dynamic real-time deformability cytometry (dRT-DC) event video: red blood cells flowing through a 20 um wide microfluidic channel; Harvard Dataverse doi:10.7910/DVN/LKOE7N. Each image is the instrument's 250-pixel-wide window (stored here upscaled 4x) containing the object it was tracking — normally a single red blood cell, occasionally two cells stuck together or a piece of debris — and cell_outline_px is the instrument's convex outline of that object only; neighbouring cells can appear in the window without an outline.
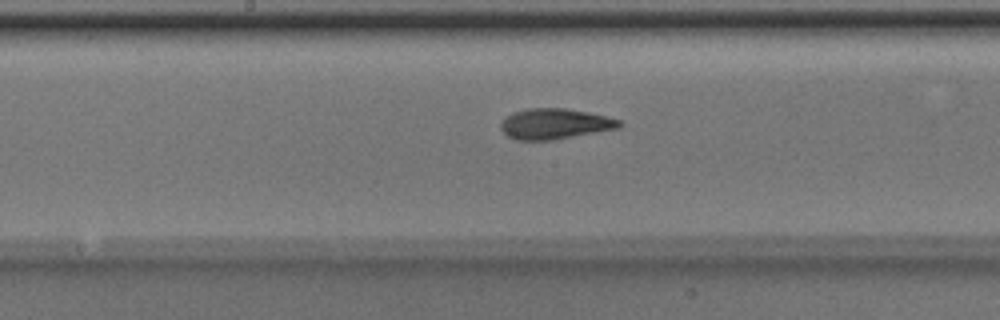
{"species": "Egyptian fruit bat (a non-hibernating species)", "species_latin": "Rousettus aegyptiacus", "temperature_condition": "room temperature", "stored_images_in_passage": 50, "camera_frame_rate_fps": 3000, "um_per_image_px": 0.085, "animal": {"sex": "male"}, "frame": {"image": 1, "passage_image": 26, "time_ms": 8.333, "image_size_px": [1000, 320], "cell_outline_px": [[624, 124], [620, 128], [552, 140], [516, 140], [508, 136], [500, 128], [500, 124], [512, 112], [528, 108], [564, 108], [588, 112], [620, 120]], "centroid_in_image_um": [47.17, 10.53], "position_along_channel_um": 201.0, "area_um2": 21.04}}
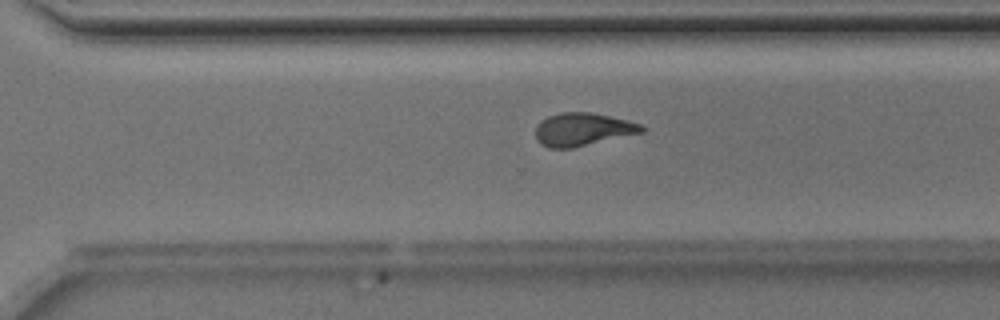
{"frame": {"image": 2, "passage_image": 35, "time_ms": 11.333, "image_size_px": [1000, 320], "cell_outline_px": [[644, 132], [572, 148], [548, 148], [540, 144], [536, 140], [536, 124], [540, 120], [548, 116], [560, 112], [588, 112], [628, 120], [640, 124], [644, 128]], "centroid_in_image_um": [49.48, 11.0], "position_along_channel_um": 321.1, "area_um2": 20.4}}
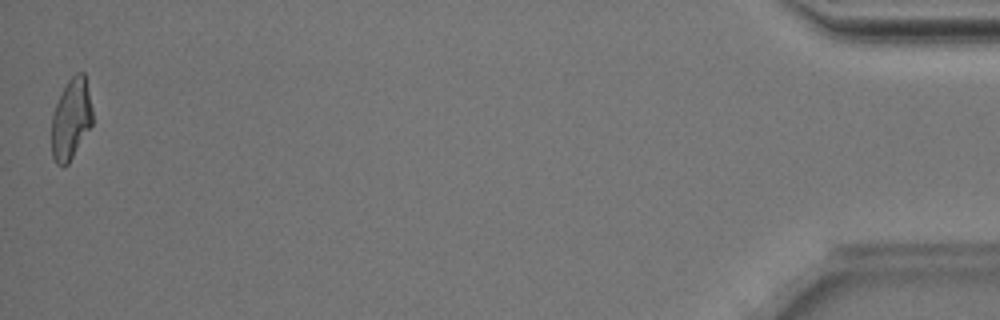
{"frame": {"image": 3, "passage_image": 50, "time_ms": 16.333, "image_size_px": [1000, 320], "cell_outline_px": [[92, 124], [68, 164], [64, 168], [56, 164], [52, 156], [52, 116], [56, 104], [68, 80], [76, 72], [84, 72], [92, 108]], "centroid_in_image_um": [6.03, 10.14], "position_along_channel_um": 429.2, "area_um2": 19.07}, "authors_computed_cell_mechanics": {"area_um2": 20.6635, "velocity_mm_per_s": 4.0303, "shape_relaxation_time_tau1_ms": 5.4546, "shape_relaxation_time_tau2_ms": 2.029, "deformation_change_tau1": 0.2203, "deformation_change_tau2": 0.092}}